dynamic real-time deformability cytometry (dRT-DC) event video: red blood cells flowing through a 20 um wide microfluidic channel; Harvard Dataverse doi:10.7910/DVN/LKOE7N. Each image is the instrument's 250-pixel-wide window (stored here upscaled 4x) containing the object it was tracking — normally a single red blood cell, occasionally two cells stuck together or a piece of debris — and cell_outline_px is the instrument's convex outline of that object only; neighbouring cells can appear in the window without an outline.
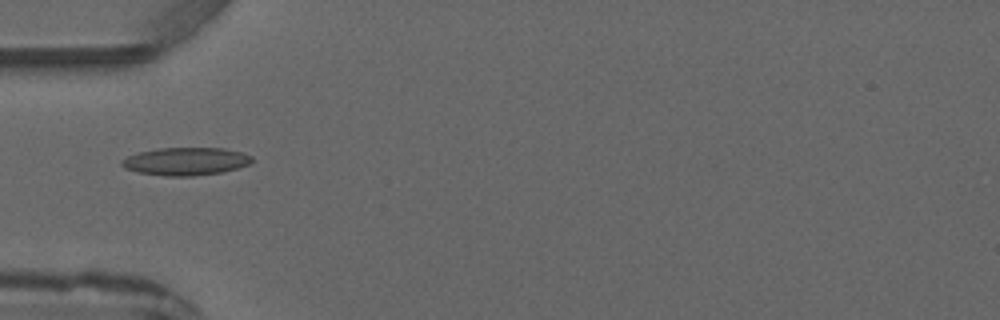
{"species": "common noctule bat (a hibernating species)", "species_latin": "Nyctalus noctula", "temperature_condition": "warm", "stored_images_in_passage": 2, "camera_frame_rate_fps": 3000, "um_per_image_px": 0.085, "animal": {"sex": "male", "forearm_length_mm": 52.5}, "frame": {"image": 1, "passage_image": 1, "time_ms": 0.0, "image_size_px": [1000, 320], "cell_outline_px": [[252, 164], [224, 172], [192, 176], [164, 176], [136, 172], [124, 168], [120, 164], [120, 160], [128, 156], [140, 152], [160, 148], [224, 148], [240, 152], [252, 156]], "centroid_in_image_um": [15.79, 13.72], "position_along_channel_um": 69.2, "area_um2": 21.27}}
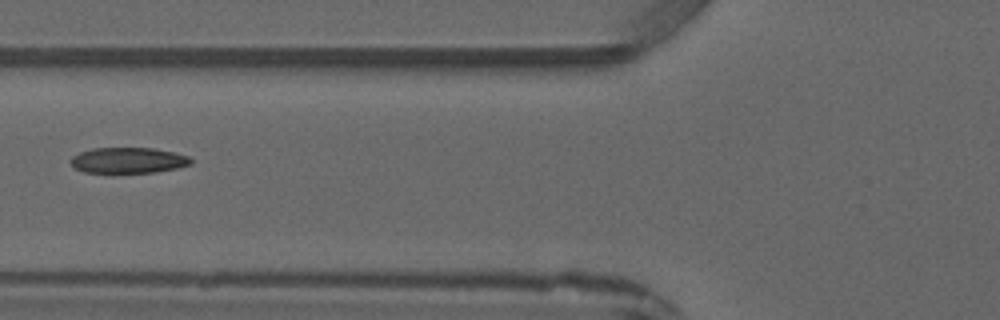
{"frame": {"image": 2, "passage_image": 2, "time_ms": 1.0, "image_size_px": [1000, 320], "cell_outline_px": [[192, 164], [176, 168], [156, 172], [84, 172], [76, 168], [72, 164], [72, 156], [80, 152], [92, 148], [152, 148], [172, 152], [188, 156], [192, 160]], "centroid_in_image_um": [10.92, 13.62], "position_along_channel_um": 114.9, "area_um2": 17.74}}